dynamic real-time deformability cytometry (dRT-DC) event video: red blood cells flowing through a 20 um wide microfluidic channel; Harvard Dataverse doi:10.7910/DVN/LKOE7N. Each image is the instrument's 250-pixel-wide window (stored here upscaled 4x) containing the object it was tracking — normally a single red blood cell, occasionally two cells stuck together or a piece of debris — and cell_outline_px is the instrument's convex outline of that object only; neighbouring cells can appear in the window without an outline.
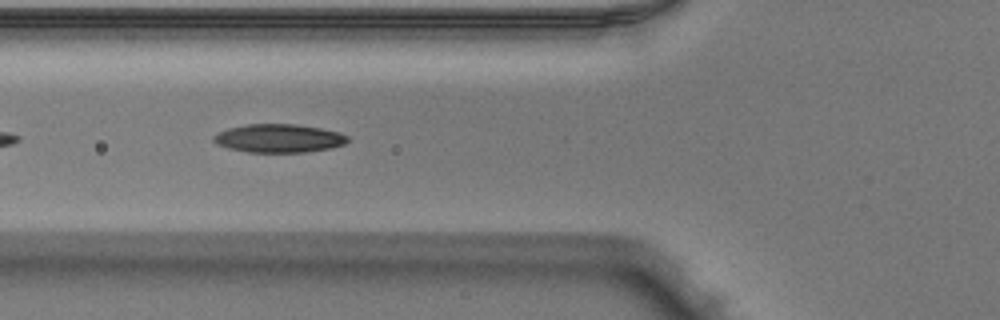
{"species": "Egyptian fruit bat (a non-hibernating species)", "species_latin": "Rousettus aegyptiacus", "temperature_condition": "warm", "stored_images_in_passage": 15, "camera_frame_rate_fps": 3000, "um_per_image_px": 0.085, "animal": {"sex": "male"}, "frame": {"image": 1, "passage_image": 5, "time_ms": 1.333, "image_size_px": [1000, 320], "cell_outline_px": [[348, 140], [344, 144], [332, 148], [304, 152], [248, 152], [228, 148], [216, 144], [212, 140], [212, 136], [228, 128], [248, 124], [296, 124], [320, 128], [340, 132], [348, 136]], "centroid_in_image_um": [23.7, 11.75], "position_along_channel_um": 102.1, "area_um2": 22.2}}